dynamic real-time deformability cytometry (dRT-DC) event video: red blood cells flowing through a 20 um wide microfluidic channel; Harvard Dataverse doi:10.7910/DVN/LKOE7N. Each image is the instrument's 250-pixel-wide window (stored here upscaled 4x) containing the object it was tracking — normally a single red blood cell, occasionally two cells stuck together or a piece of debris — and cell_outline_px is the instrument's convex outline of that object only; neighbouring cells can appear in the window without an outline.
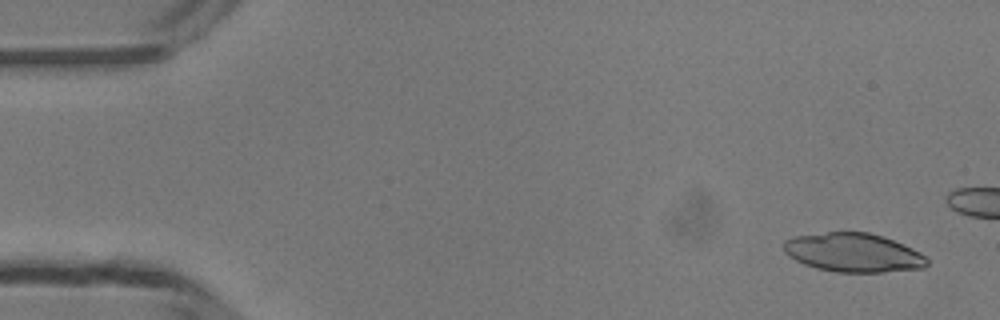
{"species": "common noctule bat (a hibernating species)", "species_latin": "Nyctalus noctula", "temperature_condition": "room temperature", "stored_images_in_passage": 15, "camera_frame_rate_fps": 3000, "um_per_image_px": 0.085, "animal": {"sex": "male", "body_mass_g": 13.3}, "frame": {"image": 1, "passage_image": 3, "time_ms": 0.667, "image_size_px": [1000, 320], "cell_outline_px": [[928, 264], [924, 268], [884, 272], [836, 272], [816, 268], [804, 264], [788, 256], [784, 252], [784, 240], [792, 236], [828, 232], [868, 232], [884, 236], [904, 244], [920, 252], [928, 260]], "centroid_in_image_um": [72.53, 21.47], "position_along_channel_um": 12.5, "area_um2": 32.66}}